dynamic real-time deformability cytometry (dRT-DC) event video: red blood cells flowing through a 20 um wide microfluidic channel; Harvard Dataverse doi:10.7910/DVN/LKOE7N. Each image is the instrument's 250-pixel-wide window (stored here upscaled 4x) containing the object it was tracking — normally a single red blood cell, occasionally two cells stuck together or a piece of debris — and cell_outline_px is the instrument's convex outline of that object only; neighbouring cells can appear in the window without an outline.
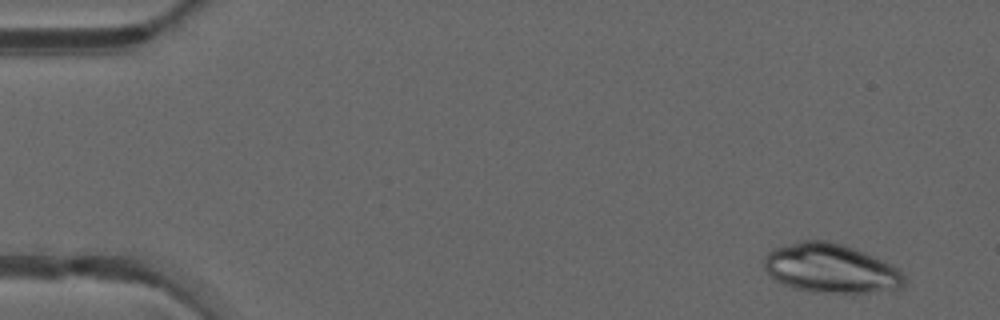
{"species": "common noctule bat (a hibernating species)", "species_latin": "Nyctalus noctula", "temperature_condition": "warm", "stored_images_in_passage": 48, "camera_frame_rate_fps": 3000, "um_per_image_px": 0.085, "animal": {"sex": "male", "forearm_length_mm": 52.5}, "frame": {"image": 1, "passage_image": 3, "time_ms": 0.667, "image_size_px": [1000, 320], "cell_outline_px": [[904, 284], [900, 288], [868, 292], [828, 292], [792, 288], [776, 280], [764, 268], [764, 256], [772, 248], [800, 240], [828, 240], [856, 248], [892, 264], [900, 268], [904, 276]], "centroid_in_image_um": [70.61, 22.78], "position_along_channel_um": 14.4, "area_um2": 40.06}}
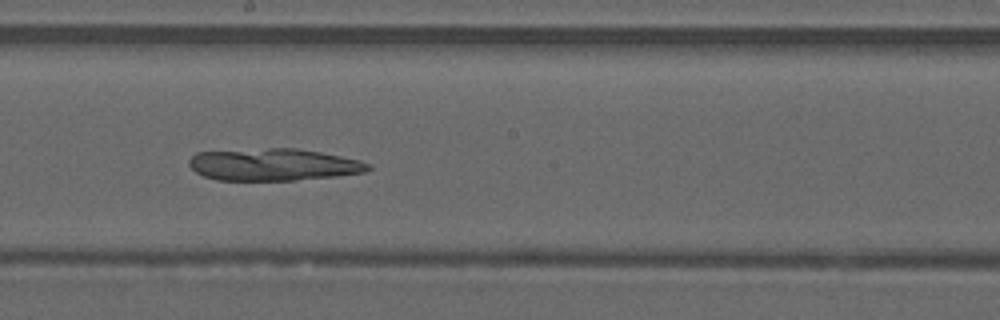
{"frame": {"image": 2, "passage_image": 27, "time_ms": 8.667, "image_size_px": [1000, 320], "cell_outline_px": [[372, 168], [364, 172], [336, 176], [296, 180], [216, 180], [204, 176], [196, 172], [188, 164], [188, 160], [196, 152], [272, 148], [296, 148], [320, 152], [360, 160], [372, 164]], "centroid_in_image_um": [23.25, 13.99], "position_along_channel_um": 225.0, "area_um2": 33.52}}
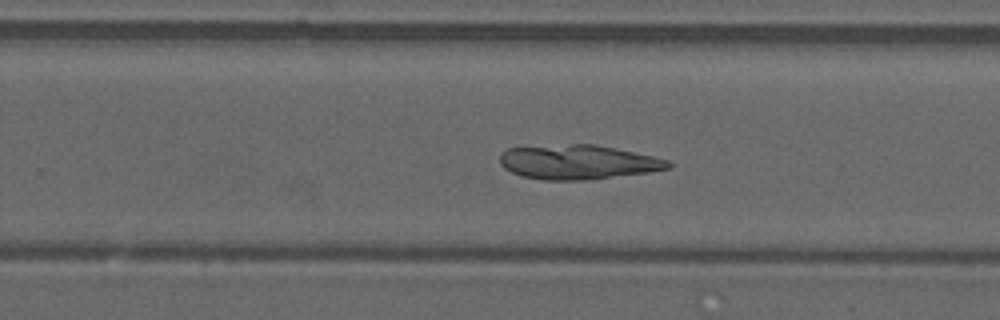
{"frame": {"image": 3, "passage_image": 31, "time_ms": 10.0, "image_size_px": [1000, 320], "cell_outline_px": [[672, 168], [648, 172], [592, 180], [544, 180], [520, 176], [504, 168], [500, 164], [500, 152], [508, 148], [572, 144], [596, 144], [616, 148], [652, 156], [668, 160], [672, 164]], "centroid_in_image_um": [49.13, 13.79], "position_along_channel_um": 280.7, "area_um2": 33.93}}